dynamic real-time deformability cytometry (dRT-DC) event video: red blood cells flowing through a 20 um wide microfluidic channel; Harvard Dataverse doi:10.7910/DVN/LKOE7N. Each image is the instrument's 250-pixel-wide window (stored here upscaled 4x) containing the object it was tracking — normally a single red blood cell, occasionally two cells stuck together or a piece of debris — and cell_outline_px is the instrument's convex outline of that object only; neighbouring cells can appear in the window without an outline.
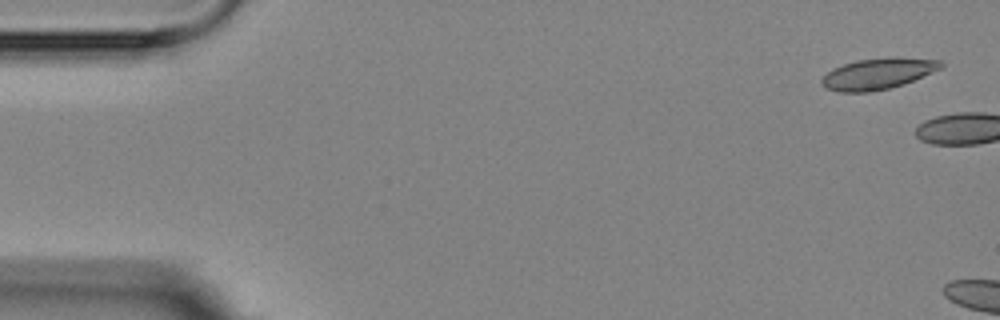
{"species": "Egyptian fruit bat (a non-hibernating species)", "species_latin": "Rousettus aegyptiacus", "temperature_condition": "room temperature", "stored_images_in_passage": 2, "camera_frame_rate_fps": 3000, "um_per_image_px": 0.085, "animal": {"sex": "female"}, "frame": {"image": 1, "passage_image": 1, "time_ms": 0.0, "image_size_px": [1000, 320], "cell_outline_px": [[944, 64], [940, 68], [904, 84], [888, 88], [868, 92], [840, 92], [824, 88], [820, 84], [820, 80], [832, 68], [856, 60], [888, 56], [896, 56], [940, 60]], "centroid_in_image_um": [74.58, 6.25], "position_along_channel_um": 10.4, "area_um2": 21.73}}